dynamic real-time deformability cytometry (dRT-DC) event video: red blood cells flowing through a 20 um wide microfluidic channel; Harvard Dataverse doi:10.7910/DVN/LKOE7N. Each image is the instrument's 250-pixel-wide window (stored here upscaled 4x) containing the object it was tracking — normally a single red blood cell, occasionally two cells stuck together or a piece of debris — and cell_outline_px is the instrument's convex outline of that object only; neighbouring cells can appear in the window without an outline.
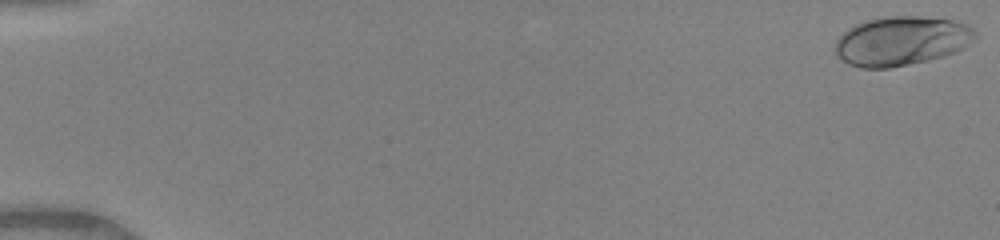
{"species": "human", "species_latin": "Homo sapiens", "temperature_condition": "warm", "stored_images_in_passage": 50, "camera_frame_rate_fps": 3000, "um_per_image_px": 0.085, "donor": {"sex": "female"}, "frame": {"image": 1, "passage_image": 1, "time_ms": 0.0, "image_size_px": [1000, 240], "cell_outline_px": [[980, 36], [976, 40], [956, 52], [928, 60], [888, 68], [860, 68], [848, 64], [836, 56], [836, 40], [848, 28], [864, 20], [884, 16], [916, 16], [952, 20], [968, 24]], "centroid_in_image_um": [76.64, 3.47], "position_along_channel_um": 8.4, "area_um2": 40.4}}
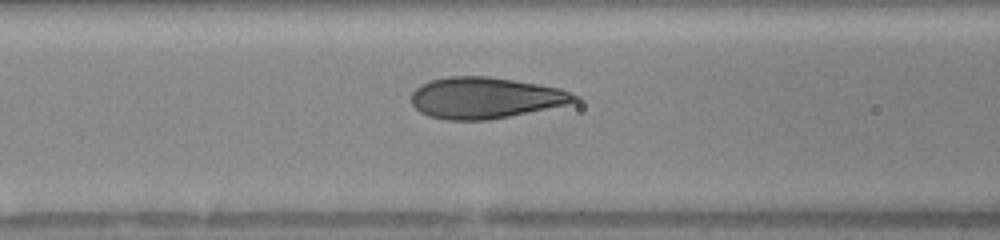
{"frame": {"image": 2, "passage_image": 22, "time_ms": 7.0, "image_size_px": [1000, 240], "cell_outline_px": [[580, 100], [568, 104], [488, 120], [448, 120], [428, 116], [420, 112], [412, 104], [412, 92], [420, 84], [428, 80], [448, 76], [488, 76], [560, 88], [580, 96]], "centroid_in_image_um": [41.22, 8.31], "position_along_channel_um": 125.4, "area_um2": 39.13}}
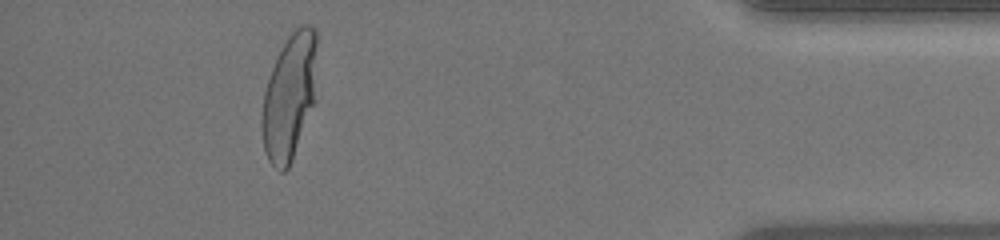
{"frame": {"image": 3, "passage_image": 46, "time_ms": 15.0, "image_size_px": [1000, 240], "cell_outline_px": [[316, 100], [292, 160], [288, 168], [284, 172], [280, 172], [268, 160], [264, 152], [260, 128], [260, 120], [264, 92], [272, 68], [288, 36], [296, 28], [304, 24], [308, 24], [316, 28]], "centroid_in_image_um": [24.6, 8.25], "position_along_channel_um": 410.6, "area_um2": 40.86}, "authors_computed_cell_mechanics": {"area_um2": 39.3329, "velocity_mm_per_s": 4.1076, "shape_relaxation_time_tau1_ms": 4.1215, "shape_relaxation_time_tau2_ms": null, "deformation_change_tau1": 0.2053, "deformation_change_tau2": null}}